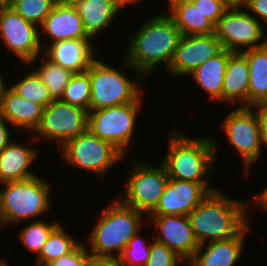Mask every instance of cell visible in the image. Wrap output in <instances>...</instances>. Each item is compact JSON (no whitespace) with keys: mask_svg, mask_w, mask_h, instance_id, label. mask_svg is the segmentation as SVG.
Wrapping results in <instances>:
<instances>
[{"mask_svg":"<svg viewBox=\"0 0 267 266\" xmlns=\"http://www.w3.org/2000/svg\"><path fill=\"white\" fill-rule=\"evenodd\" d=\"M89 112L62 101L53 100L43 110L32 141L47 139L57 141L61 148L68 140L88 130ZM40 137V138H39Z\"/></svg>","mask_w":267,"mask_h":266,"instance_id":"obj_10","label":"cell"},{"mask_svg":"<svg viewBox=\"0 0 267 266\" xmlns=\"http://www.w3.org/2000/svg\"><path fill=\"white\" fill-rule=\"evenodd\" d=\"M11 85V89L21 97L41 104L44 108L54 99L49 93L48 88L32 69L18 82Z\"/></svg>","mask_w":267,"mask_h":266,"instance_id":"obj_30","label":"cell"},{"mask_svg":"<svg viewBox=\"0 0 267 266\" xmlns=\"http://www.w3.org/2000/svg\"><path fill=\"white\" fill-rule=\"evenodd\" d=\"M2 185L5 188L0 190V212L5 225L36 221L51 208V185L38 175Z\"/></svg>","mask_w":267,"mask_h":266,"instance_id":"obj_5","label":"cell"},{"mask_svg":"<svg viewBox=\"0 0 267 266\" xmlns=\"http://www.w3.org/2000/svg\"><path fill=\"white\" fill-rule=\"evenodd\" d=\"M59 153L62 159L74 168L87 170L104 177L114 164L121 162L125 155L112 143L102 140L89 129L68 140Z\"/></svg>","mask_w":267,"mask_h":266,"instance_id":"obj_7","label":"cell"},{"mask_svg":"<svg viewBox=\"0 0 267 266\" xmlns=\"http://www.w3.org/2000/svg\"><path fill=\"white\" fill-rule=\"evenodd\" d=\"M92 256L82 242L67 255L61 256L45 266H89Z\"/></svg>","mask_w":267,"mask_h":266,"instance_id":"obj_35","label":"cell"},{"mask_svg":"<svg viewBox=\"0 0 267 266\" xmlns=\"http://www.w3.org/2000/svg\"><path fill=\"white\" fill-rule=\"evenodd\" d=\"M170 131L168 150L161 162L171 179L208 183L216 162L217 143L212 138H191L179 129Z\"/></svg>","mask_w":267,"mask_h":266,"instance_id":"obj_3","label":"cell"},{"mask_svg":"<svg viewBox=\"0 0 267 266\" xmlns=\"http://www.w3.org/2000/svg\"><path fill=\"white\" fill-rule=\"evenodd\" d=\"M232 53L233 51L222 49L189 74L199 88L209 94L210 100L213 99L222 103L223 79L228 59Z\"/></svg>","mask_w":267,"mask_h":266,"instance_id":"obj_23","label":"cell"},{"mask_svg":"<svg viewBox=\"0 0 267 266\" xmlns=\"http://www.w3.org/2000/svg\"><path fill=\"white\" fill-rule=\"evenodd\" d=\"M157 228L154 240L166 245L184 261H190L200 246L192 230L188 216L147 215Z\"/></svg>","mask_w":267,"mask_h":266,"instance_id":"obj_16","label":"cell"},{"mask_svg":"<svg viewBox=\"0 0 267 266\" xmlns=\"http://www.w3.org/2000/svg\"><path fill=\"white\" fill-rule=\"evenodd\" d=\"M244 9L249 10L248 12L258 21L263 22L264 26L267 25V0H247Z\"/></svg>","mask_w":267,"mask_h":266,"instance_id":"obj_37","label":"cell"},{"mask_svg":"<svg viewBox=\"0 0 267 266\" xmlns=\"http://www.w3.org/2000/svg\"><path fill=\"white\" fill-rule=\"evenodd\" d=\"M139 232L128 241L127 246L120 255V258L127 266H144L149 260L153 241H150L149 244L146 243L148 241L140 238Z\"/></svg>","mask_w":267,"mask_h":266,"instance_id":"obj_33","label":"cell"},{"mask_svg":"<svg viewBox=\"0 0 267 266\" xmlns=\"http://www.w3.org/2000/svg\"><path fill=\"white\" fill-rule=\"evenodd\" d=\"M121 70L120 67L116 69L97 58L89 66L87 71L91 81L90 111L132 103L142 95L137 82L145 78L135 70L136 81H132Z\"/></svg>","mask_w":267,"mask_h":266,"instance_id":"obj_6","label":"cell"},{"mask_svg":"<svg viewBox=\"0 0 267 266\" xmlns=\"http://www.w3.org/2000/svg\"><path fill=\"white\" fill-rule=\"evenodd\" d=\"M57 0H13L11 7L26 21L41 26Z\"/></svg>","mask_w":267,"mask_h":266,"instance_id":"obj_32","label":"cell"},{"mask_svg":"<svg viewBox=\"0 0 267 266\" xmlns=\"http://www.w3.org/2000/svg\"><path fill=\"white\" fill-rule=\"evenodd\" d=\"M185 262H187V263H188V264H187L188 266H194V265L192 264V262H191V261H185ZM187 265H186V266H187ZM178 266H180V265H178Z\"/></svg>","mask_w":267,"mask_h":266,"instance_id":"obj_49","label":"cell"},{"mask_svg":"<svg viewBox=\"0 0 267 266\" xmlns=\"http://www.w3.org/2000/svg\"><path fill=\"white\" fill-rule=\"evenodd\" d=\"M134 159V170L126 179L125 189L118 198L123 204L148 215L164 193L169 177L164 165L151 166Z\"/></svg>","mask_w":267,"mask_h":266,"instance_id":"obj_9","label":"cell"},{"mask_svg":"<svg viewBox=\"0 0 267 266\" xmlns=\"http://www.w3.org/2000/svg\"><path fill=\"white\" fill-rule=\"evenodd\" d=\"M37 154L35 148L12 140L0 153V184L37 176L29 168Z\"/></svg>","mask_w":267,"mask_h":266,"instance_id":"obj_22","label":"cell"},{"mask_svg":"<svg viewBox=\"0 0 267 266\" xmlns=\"http://www.w3.org/2000/svg\"><path fill=\"white\" fill-rule=\"evenodd\" d=\"M228 8H243L247 0H222Z\"/></svg>","mask_w":267,"mask_h":266,"instance_id":"obj_42","label":"cell"},{"mask_svg":"<svg viewBox=\"0 0 267 266\" xmlns=\"http://www.w3.org/2000/svg\"><path fill=\"white\" fill-rule=\"evenodd\" d=\"M44 107L25 99L7 87L0 101V115L11 127L35 131L40 123Z\"/></svg>","mask_w":267,"mask_h":266,"instance_id":"obj_20","label":"cell"},{"mask_svg":"<svg viewBox=\"0 0 267 266\" xmlns=\"http://www.w3.org/2000/svg\"><path fill=\"white\" fill-rule=\"evenodd\" d=\"M181 37L179 28L168 14L151 17L130 36L122 69L137 70L144 78L163 62L167 69Z\"/></svg>","mask_w":267,"mask_h":266,"instance_id":"obj_1","label":"cell"},{"mask_svg":"<svg viewBox=\"0 0 267 266\" xmlns=\"http://www.w3.org/2000/svg\"><path fill=\"white\" fill-rule=\"evenodd\" d=\"M182 35H209L215 33V25L193 3L176 5L167 13Z\"/></svg>","mask_w":267,"mask_h":266,"instance_id":"obj_26","label":"cell"},{"mask_svg":"<svg viewBox=\"0 0 267 266\" xmlns=\"http://www.w3.org/2000/svg\"><path fill=\"white\" fill-rule=\"evenodd\" d=\"M233 199L217 189L210 192L189 213L192 230L199 245L233 238L250 223L248 200Z\"/></svg>","mask_w":267,"mask_h":266,"instance_id":"obj_2","label":"cell"},{"mask_svg":"<svg viewBox=\"0 0 267 266\" xmlns=\"http://www.w3.org/2000/svg\"><path fill=\"white\" fill-rule=\"evenodd\" d=\"M249 232L252 231L248 224L233 238L200 244L190 261L194 266H235L242 256L245 237Z\"/></svg>","mask_w":267,"mask_h":266,"instance_id":"obj_19","label":"cell"},{"mask_svg":"<svg viewBox=\"0 0 267 266\" xmlns=\"http://www.w3.org/2000/svg\"><path fill=\"white\" fill-rule=\"evenodd\" d=\"M72 237L60 223L51 232L40 253L36 255V266H45L51 261L72 252L80 244V241Z\"/></svg>","mask_w":267,"mask_h":266,"instance_id":"obj_27","label":"cell"},{"mask_svg":"<svg viewBox=\"0 0 267 266\" xmlns=\"http://www.w3.org/2000/svg\"><path fill=\"white\" fill-rule=\"evenodd\" d=\"M0 38L21 63L30 66L41 59L44 45L39 27L26 21L11 6L0 9Z\"/></svg>","mask_w":267,"mask_h":266,"instance_id":"obj_13","label":"cell"},{"mask_svg":"<svg viewBox=\"0 0 267 266\" xmlns=\"http://www.w3.org/2000/svg\"><path fill=\"white\" fill-rule=\"evenodd\" d=\"M8 262L5 261L1 266H9V264H7Z\"/></svg>","mask_w":267,"mask_h":266,"instance_id":"obj_50","label":"cell"},{"mask_svg":"<svg viewBox=\"0 0 267 266\" xmlns=\"http://www.w3.org/2000/svg\"><path fill=\"white\" fill-rule=\"evenodd\" d=\"M4 225H5V222L3 220L2 213L0 212V229H2V227H4Z\"/></svg>","mask_w":267,"mask_h":266,"instance_id":"obj_48","label":"cell"},{"mask_svg":"<svg viewBox=\"0 0 267 266\" xmlns=\"http://www.w3.org/2000/svg\"><path fill=\"white\" fill-rule=\"evenodd\" d=\"M88 239L91 256L120 257L128 241L141 229L144 213L120 200L107 204Z\"/></svg>","mask_w":267,"mask_h":266,"instance_id":"obj_4","label":"cell"},{"mask_svg":"<svg viewBox=\"0 0 267 266\" xmlns=\"http://www.w3.org/2000/svg\"><path fill=\"white\" fill-rule=\"evenodd\" d=\"M195 7L214 24L216 25L218 20L223 16L228 7L222 0H196L193 2Z\"/></svg>","mask_w":267,"mask_h":266,"instance_id":"obj_36","label":"cell"},{"mask_svg":"<svg viewBox=\"0 0 267 266\" xmlns=\"http://www.w3.org/2000/svg\"><path fill=\"white\" fill-rule=\"evenodd\" d=\"M60 224L59 221L49 223L37 219L27 224L20 232L19 239L21 244L33 254H39L42 246L46 243L51 232Z\"/></svg>","mask_w":267,"mask_h":266,"instance_id":"obj_31","label":"cell"},{"mask_svg":"<svg viewBox=\"0 0 267 266\" xmlns=\"http://www.w3.org/2000/svg\"><path fill=\"white\" fill-rule=\"evenodd\" d=\"M249 107V67L247 58L241 52H233L225 70L222 86V102Z\"/></svg>","mask_w":267,"mask_h":266,"instance_id":"obj_21","label":"cell"},{"mask_svg":"<svg viewBox=\"0 0 267 266\" xmlns=\"http://www.w3.org/2000/svg\"><path fill=\"white\" fill-rule=\"evenodd\" d=\"M181 262L184 260L166 245L153 240L149 260L144 266H178Z\"/></svg>","mask_w":267,"mask_h":266,"instance_id":"obj_34","label":"cell"},{"mask_svg":"<svg viewBox=\"0 0 267 266\" xmlns=\"http://www.w3.org/2000/svg\"><path fill=\"white\" fill-rule=\"evenodd\" d=\"M40 35L55 43L66 39H93L83 27V22L73 4L57 2L39 27ZM43 31V32H42Z\"/></svg>","mask_w":267,"mask_h":266,"instance_id":"obj_18","label":"cell"},{"mask_svg":"<svg viewBox=\"0 0 267 266\" xmlns=\"http://www.w3.org/2000/svg\"><path fill=\"white\" fill-rule=\"evenodd\" d=\"M73 5L82 19L84 30L91 38L105 30L120 12L115 0H78Z\"/></svg>","mask_w":267,"mask_h":266,"instance_id":"obj_24","label":"cell"},{"mask_svg":"<svg viewBox=\"0 0 267 266\" xmlns=\"http://www.w3.org/2000/svg\"><path fill=\"white\" fill-rule=\"evenodd\" d=\"M8 122L0 115V153L12 142Z\"/></svg>","mask_w":267,"mask_h":266,"instance_id":"obj_40","label":"cell"},{"mask_svg":"<svg viewBox=\"0 0 267 266\" xmlns=\"http://www.w3.org/2000/svg\"><path fill=\"white\" fill-rule=\"evenodd\" d=\"M251 200L256 201V207L267 211V186H265L258 194L254 195V198H251Z\"/></svg>","mask_w":267,"mask_h":266,"instance_id":"obj_41","label":"cell"},{"mask_svg":"<svg viewBox=\"0 0 267 266\" xmlns=\"http://www.w3.org/2000/svg\"><path fill=\"white\" fill-rule=\"evenodd\" d=\"M221 124L229 144L238 150L243 159V170L248 175L251 166L262 155L257 106H238L226 115Z\"/></svg>","mask_w":267,"mask_h":266,"instance_id":"obj_12","label":"cell"},{"mask_svg":"<svg viewBox=\"0 0 267 266\" xmlns=\"http://www.w3.org/2000/svg\"><path fill=\"white\" fill-rule=\"evenodd\" d=\"M242 9L228 8L215 25V35L223 49L241 52L267 44L263 23Z\"/></svg>","mask_w":267,"mask_h":266,"instance_id":"obj_11","label":"cell"},{"mask_svg":"<svg viewBox=\"0 0 267 266\" xmlns=\"http://www.w3.org/2000/svg\"><path fill=\"white\" fill-rule=\"evenodd\" d=\"M116 1V4H117V7L119 10H123L122 7H126L127 5H135L138 3V1H141V0H115Z\"/></svg>","mask_w":267,"mask_h":266,"instance_id":"obj_44","label":"cell"},{"mask_svg":"<svg viewBox=\"0 0 267 266\" xmlns=\"http://www.w3.org/2000/svg\"><path fill=\"white\" fill-rule=\"evenodd\" d=\"M91 40L93 39H66L50 43L43 47V55L56 65L73 73H81L87 71L95 60L96 53Z\"/></svg>","mask_w":267,"mask_h":266,"instance_id":"obj_17","label":"cell"},{"mask_svg":"<svg viewBox=\"0 0 267 266\" xmlns=\"http://www.w3.org/2000/svg\"><path fill=\"white\" fill-rule=\"evenodd\" d=\"M89 266H127L120 257L92 256Z\"/></svg>","mask_w":267,"mask_h":266,"instance_id":"obj_39","label":"cell"},{"mask_svg":"<svg viewBox=\"0 0 267 266\" xmlns=\"http://www.w3.org/2000/svg\"><path fill=\"white\" fill-rule=\"evenodd\" d=\"M4 76L2 75V73H0V101L2 98V95L4 94L6 88L8 85H5V80H3Z\"/></svg>","mask_w":267,"mask_h":266,"instance_id":"obj_45","label":"cell"},{"mask_svg":"<svg viewBox=\"0 0 267 266\" xmlns=\"http://www.w3.org/2000/svg\"><path fill=\"white\" fill-rule=\"evenodd\" d=\"M60 101L90 111L91 81L88 71L74 73L64 88Z\"/></svg>","mask_w":267,"mask_h":266,"instance_id":"obj_29","label":"cell"},{"mask_svg":"<svg viewBox=\"0 0 267 266\" xmlns=\"http://www.w3.org/2000/svg\"><path fill=\"white\" fill-rule=\"evenodd\" d=\"M241 53L249 67V107L267 105V44Z\"/></svg>","mask_w":267,"mask_h":266,"instance_id":"obj_25","label":"cell"},{"mask_svg":"<svg viewBox=\"0 0 267 266\" xmlns=\"http://www.w3.org/2000/svg\"><path fill=\"white\" fill-rule=\"evenodd\" d=\"M41 57L43 58L41 60V65L38 69L35 68L33 70L46 85L52 98L58 100L62 96L64 88L69 83L74 73L52 63L43 54Z\"/></svg>","mask_w":267,"mask_h":266,"instance_id":"obj_28","label":"cell"},{"mask_svg":"<svg viewBox=\"0 0 267 266\" xmlns=\"http://www.w3.org/2000/svg\"><path fill=\"white\" fill-rule=\"evenodd\" d=\"M222 49L215 33L209 35H182L167 68L168 74L175 78L177 75L179 77L189 75Z\"/></svg>","mask_w":267,"mask_h":266,"instance_id":"obj_14","label":"cell"},{"mask_svg":"<svg viewBox=\"0 0 267 266\" xmlns=\"http://www.w3.org/2000/svg\"><path fill=\"white\" fill-rule=\"evenodd\" d=\"M58 2L64 3V4H74L78 0H57Z\"/></svg>","mask_w":267,"mask_h":266,"instance_id":"obj_47","label":"cell"},{"mask_svg":"<svg viewBox=\"0 0 267 266\" xmlns=\"http://www.w3.org/2000/svg\"><path fill=\"white\" fill-rule=\"evenodd\" d=\"M141 99L142 95L132 103L89 111L88 129L126 155L136 128Z\"/></svg>","mask_w":267,"mask_h":266,"instance_id":"obj_8","label":"cell"},{"mask_svg":"<svg viewBox=\"0 0 267 266\" xmlns=\"http://www.w3.org/2000/svg\"><path fill=\"white\" fill-rule=\"evenodd\" d=\"M196 0H168V11L170 12L176 5H182L186 3H193Z\"/></svg>","mask_w":267,"mask_h":266,"instance_id":"obj_43","label":"cell"},{"mask_svg":"<svg viewBox=\"0 0 267 266\" xmlns=\"http://www.w3.org/2000/svg\"><path fill=\"white\" fill-rule=\"evenodd\" d=\"M261 146L267 148V105L257 106Z\"/></svg>","mask_w":267,"mask_h":266,"instance_id":"obj_38","label":"cell"},{"mask_svg":"<svg viewBox=\"0 0 267 266\" xmlns=\"http://www.w3.org/2000/svg\"><path fill=\"white\" fill-rule=\"evenodd\" d=\"M13 0H0V8L11 6Z\"/></svg>","mask_w":267,"mask_h":266,"instance_id":"obj_46","label":"cell"},{"mask_svg":"<svg viewBox=\"0 0 267 266\" xmlns=\"http://www.w3.org/2000/svg\"><path fill=\"white\" fill-rule=\"evenodd\" d=\"M4 262H5V259H2V260L0 261V266H1Z\"/></svg>","mask_w":267,"mask_h":266,"instance_id":"obj_51","label":"cell"},{"mask_svg":"<svg viewBox=\"0 0 267 266\" xmlns=\"http://www.w3.org/2000/svg\"><path fill=\"white\" fill-rule=\"evenodd\" d=\"M217 188L209 183L171 179L159 198L157 206L148 215H184L196 208L202 200Z\"/></svg>","mask_w":267,"mask_h":266,"instance_id":"obj_15","label":"cell"}]
</instances>
